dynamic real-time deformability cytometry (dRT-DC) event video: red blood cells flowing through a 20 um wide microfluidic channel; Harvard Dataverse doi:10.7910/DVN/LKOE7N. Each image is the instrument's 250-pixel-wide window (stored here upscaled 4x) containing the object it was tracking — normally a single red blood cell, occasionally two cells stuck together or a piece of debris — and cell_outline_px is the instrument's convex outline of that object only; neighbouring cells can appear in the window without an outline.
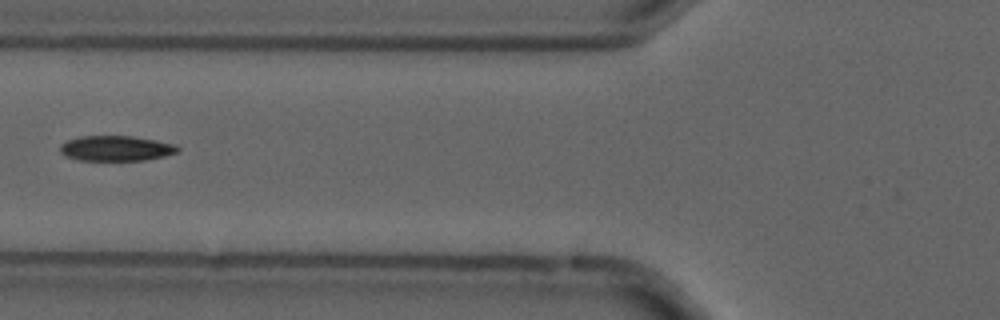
{"species": "common noctule bat (a hibernating species)", "species_latin": "Nyctalus noctula", "temperature_condition": "cold", "stored_images_in_passage": 6, "camera_frame_rate_fps": 3000, "um_per_image_px": 0.085, "animal": {"sex": "male", "forearm_length_mm": 52.5}, "frame": {"image": 1, "passage_image": 5, "time_ms": 1.333, "image_size_px": [1000, 320], "cell_outline_px": [[180, 152], [164, 156], [144, 160], [76, 160], [64, 156], [60, 152], [60, 144], [68, 140], [80, 136], [132, 136], [156, 140], [176, 144], [180, 148]], "centroid_in_image_um": [9.87, 12.61], "position_along_channel_um": 115.9, "area_um2": 17.46}}
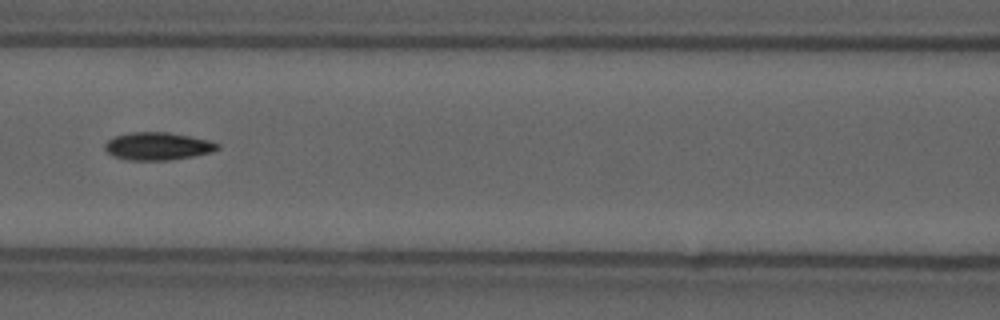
{"frame": {"image": 2, "passage_image": 6, "time_ms": 1.667, "image_size_px": [1000, 320], "cell_outline_px": [[220, 148], [212, 152], [192, 156], [168, 160], [128, 160], [112, 156], [104, 148], [104, 144], [108, 140], [116, 136], [132, 132], [168, 132], [208, 140], [220, 144]], "centroid_in_image_um": [13.4, 12.43], "position_along_channel_um": 153.2, "area_um2": 18.09}}